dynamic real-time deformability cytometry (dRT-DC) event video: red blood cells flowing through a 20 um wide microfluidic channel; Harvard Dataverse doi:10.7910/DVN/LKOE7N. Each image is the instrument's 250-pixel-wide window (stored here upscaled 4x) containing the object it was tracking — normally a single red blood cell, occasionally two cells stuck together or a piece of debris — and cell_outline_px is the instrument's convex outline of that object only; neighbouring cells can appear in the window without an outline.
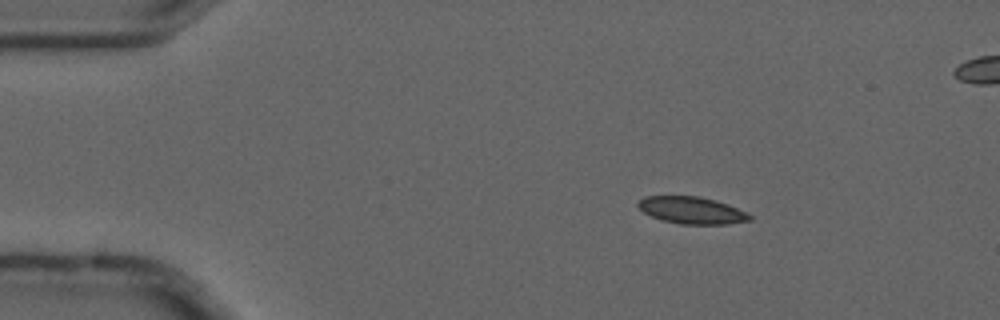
{"species": "common noctule bat (a hibernating species)", "species_latin": "Nyctalus noctula", "temperature_condition": "cold", "stored_images_in_passage": 4, "camera_frame_rate_fps": 3000, "um_per_image_px": 0.085, "animal": {"sex": "male", "forearm_length_mm": 52.5}, "frame": {"image": 1, "passage_image": 1, "time_ms": 0.0, "image_size_px": [1000, 320], "cell_outline_px": [[752, 220], [728, 224], [680, 224], [664, 220], [652, 216], [644, 212], [636, 204], [644, 196], [700, 196], [716, 200], [728, 204], [752, 216]], "centroid_in_image_um": [58.81, 17.87], "position_along_channel_um": 26.2, "area_um2": 17.46}}